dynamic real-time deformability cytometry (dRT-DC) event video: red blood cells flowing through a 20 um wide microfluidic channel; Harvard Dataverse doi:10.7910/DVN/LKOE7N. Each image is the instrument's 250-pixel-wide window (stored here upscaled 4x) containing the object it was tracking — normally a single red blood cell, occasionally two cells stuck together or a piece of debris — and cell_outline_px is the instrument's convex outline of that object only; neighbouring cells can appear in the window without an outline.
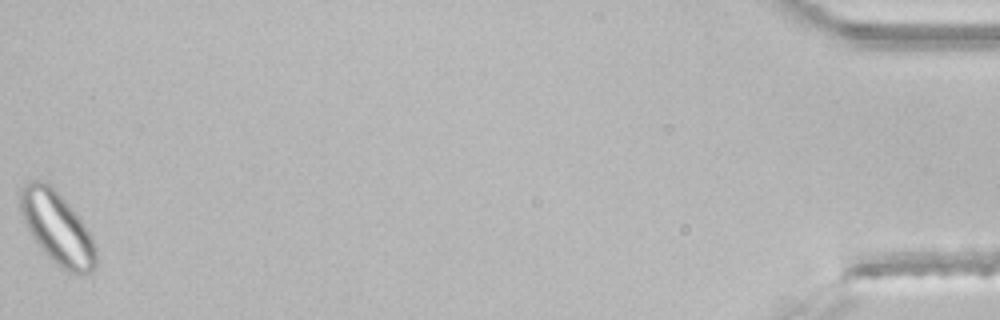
{"species": "common noctule bat (a hibernating species)", "species_latin": "Nyctalus noctula", "temperature_condition": "room temperature", "stored_images_in_passage": 45, "segment_of_instrument_passage": [2, 2], "camera_frame_rate_fps": 3000, "um_per_image_px": 0.085, "animal": {"sex": "male", "body_mass_g": 21.5, "forearm_length_mm": 52.0}, "frame": {"image": 1, "passage_image": 45, "time_ms": 14.667, "image_size_px": [1000, 320], "cell_outline_px": [[96, 264], [92, 272], [84, 276], [68, 272], [60, 268], [40, 248], [32, 236], [20, 212], [20, 188], [28, 180], [44, 180], [52, 184], [84, 224], [92, 236], [96, 248]], "centroid_in_image_um": [4.86, 19.37], "position_along_channel_um": 430.3, "area_um2": 32.14}}